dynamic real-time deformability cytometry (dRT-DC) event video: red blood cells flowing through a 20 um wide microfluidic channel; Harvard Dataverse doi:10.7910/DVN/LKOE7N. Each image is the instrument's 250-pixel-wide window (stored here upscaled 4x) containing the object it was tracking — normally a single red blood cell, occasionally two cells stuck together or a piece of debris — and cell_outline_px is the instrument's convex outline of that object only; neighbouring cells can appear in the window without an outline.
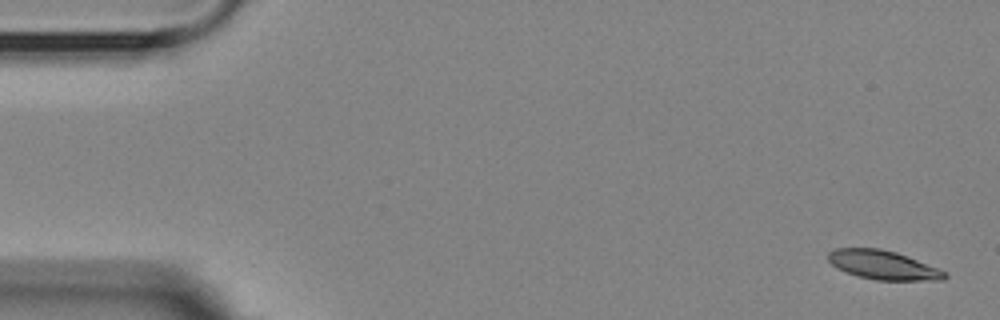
{"species": "Egyptian fruit bat (a non-hibernating species)", "species_latin": "Rousettus aegyptiacus", "temperature_condition": "room temperature", "stored_images_in_passage": 6, "segment_of_instrument_passage": [1, 2], "camera_frame_rate_fps": 3000, "um_per_image_px": 0.085, "animal": {"sex": "female"}, "frame": {"image": 1, "passage_image": 1, "time_ms": 0.0, "image_size_px": [1000, 320], "cell_outline_px": [[948, 276], [944, 280], [876, 280], [860, 276], [836, 268], [828, 260], [828, 252], [836, 248], [880, 248], [896, 252], [948, 272]], "centroid_in_image_um": [75.07, 22.52], "position_along_channel_um": 9.9, "area_um2": 19.54}}